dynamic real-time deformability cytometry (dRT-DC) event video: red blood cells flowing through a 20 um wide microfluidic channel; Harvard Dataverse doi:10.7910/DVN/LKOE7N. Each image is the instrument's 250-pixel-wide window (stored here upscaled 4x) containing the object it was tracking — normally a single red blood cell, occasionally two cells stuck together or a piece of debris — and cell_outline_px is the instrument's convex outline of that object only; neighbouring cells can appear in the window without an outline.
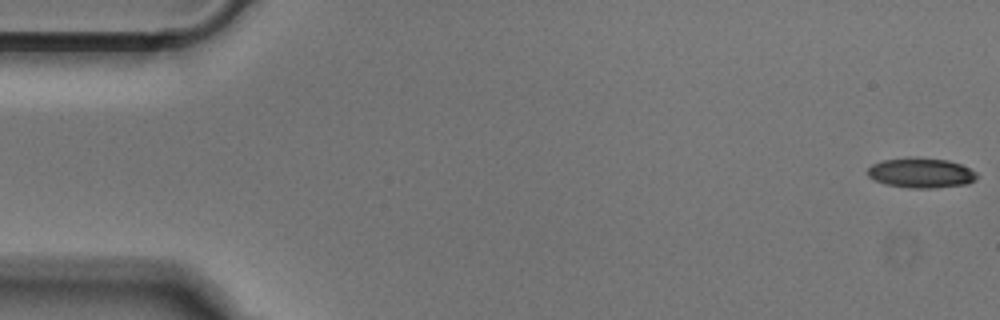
{"species": "Egyptian fruit bat (a non-hibernating species)", "species_latin": "Rousettus aegyptiacus", "temperature_condition": "cold", "stored_images_in_passage": 12, "camera_frame_rate_fps": 3000, "um_per_image_px": 0.085, "animal": {"sex": "male"}, "frame": {"image": 1, "passage_image": 1, "time_ms": 0.0, "image_size_px": [1000, 320], "cell_outline_px": [[980, 176], [976, 180], [968, 184], [936, 188], [908, 188], [884, 184], [868, 176], [868, 168], [872, 164], [884, 160], [908, 156], [948, 160], [960, 164], [976, 172]], "centroid_in_image_um": [78.31, 14.69], "position_along_channel_um": 6.7, "area_um2": 19.36}}